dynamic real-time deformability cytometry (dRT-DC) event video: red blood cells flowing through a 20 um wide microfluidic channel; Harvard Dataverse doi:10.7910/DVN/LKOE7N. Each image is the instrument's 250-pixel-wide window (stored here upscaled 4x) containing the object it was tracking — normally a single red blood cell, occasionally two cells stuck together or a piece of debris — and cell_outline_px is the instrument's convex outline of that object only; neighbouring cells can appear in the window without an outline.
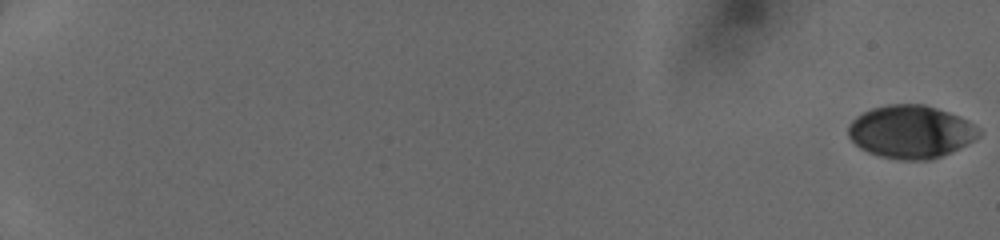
{"species": "human", "species_latin": "Homo sapiens", "temperature_condition": "cold", "stored_images_in_passage": 12, "segment_of_instrument_passage": [1, 2], "camera_frame_rate_fps": 3000, "um_per_image_px": 0.085, "donor": {"sex": "female"}, "frame": {"image": 1, "passage_image": 1, "time_ms": 0.0, "image_size_px": [1000, 240], "cell_outline_px": [[980, 136], [940, 156], [928, 160], [900, 160], [880, 156], [868, 152], [860, 148], [848, 136], [848, 124], [856, 116], [872, 108], [888, 104], [924, 104], [960, 116], [968, 120], [980, 128]], "centroid_in_image_um": [77.39, 11.19], "position_along_channel_um": 7.6, "area_um2": 40.06}}